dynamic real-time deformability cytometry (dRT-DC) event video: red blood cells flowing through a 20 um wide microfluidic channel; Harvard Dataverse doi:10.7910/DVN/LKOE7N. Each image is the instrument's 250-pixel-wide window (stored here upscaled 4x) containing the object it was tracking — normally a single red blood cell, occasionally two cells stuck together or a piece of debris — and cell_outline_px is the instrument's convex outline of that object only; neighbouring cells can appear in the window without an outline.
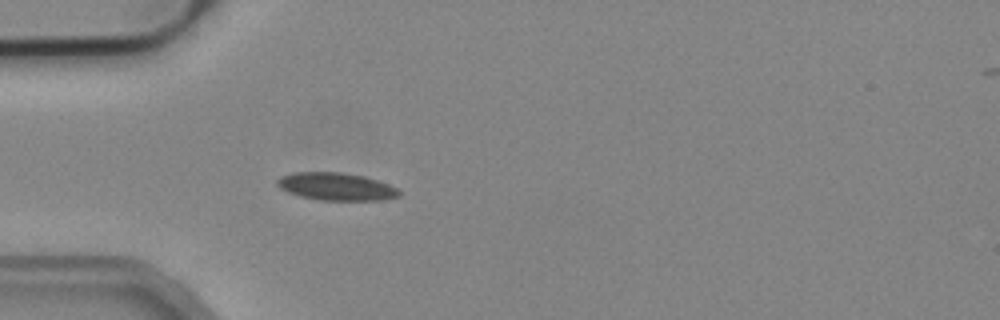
{"species": "common noctule bat (a hibernating species)", "species_latin": "Nyctalus noctula", "temperature_condition": "cold", "stored_images_in_passage": 39, "camera_frame_rate_fps": 3000, "um_per_image_px": 0.085, "animal": {"sex": "male", "body_mass_g": 19.2, "forearm_length_mm": 51.8}, "frame": {"image": 1, "passage_image": 1, "time_ms": 0.0, "image_size_px": [1000, 320], "cell_outline_px": [[400, 196], [384, 200], [320, 200], [300, 196], [288, 192], [280, 188], [276, 184], [276, 180], [280, 176], [292, 172], [340, 172], [364, 176], [388, 184], [396, 188], [400, 192]], "centroid_in_image_um": [28.55, 15.85], "position_along_channel_um": 56.5, "area_um2": 19.65}}
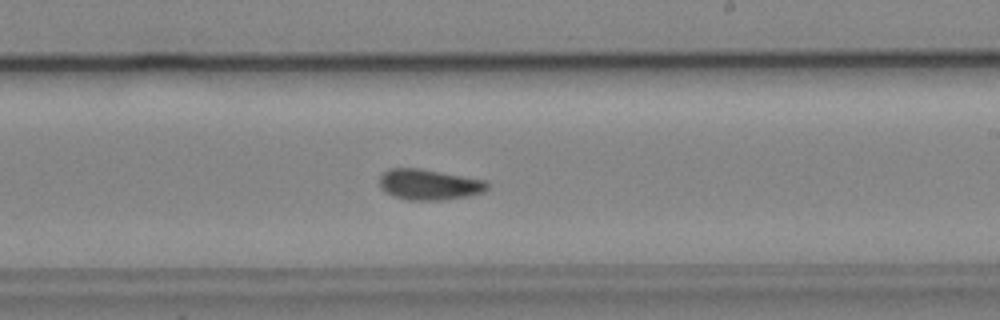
{"frame": {"image": 2, "passage_image": 17, "time_ms": 5.333, "image_size_px": [1000, 320], "cell_outline_px": [[488, 188], [484, 192], [468, 196], [440, 200], [408, 200], [396, 196], [388, 192], [380, 184], [380, 176], [388, 168], [420, 168], [484, 180], [488, 184]], "centroid_in_image_um": [36.5, 15.68], "position_along_channel_um": 252.5, "area_um2": 18.96}}
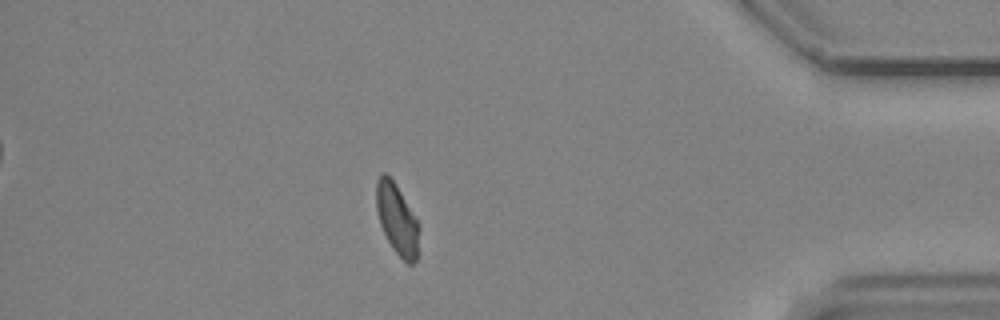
{"frame": {"image": 3, "passage_image": 32, "time_ms": 10.333, "image_size_px": [1000, 320], "cell_outline_px": [[416, 260], [412, 264], [408, 264], [392, 248], [380, 224], [376, 208], [376, 180], [384, 172], [396, 184], [416, 220]], "centroid_in_image_um": [33.68, 18.59], "position_along_channel_um": 401.5, "area_um2": 16.7}, "authors_computed_cell_mechanics": {"area_um2": 18.6694, "velocity_mm_per_s": 3.7897, "shape_relaxation_time_tau1_ms": 4.8767, "shape_relaxation_time_tau2_ms": 1.755, "deformation_change_tau1": 0.1274, "deformation_change_tau2": 0.052}}